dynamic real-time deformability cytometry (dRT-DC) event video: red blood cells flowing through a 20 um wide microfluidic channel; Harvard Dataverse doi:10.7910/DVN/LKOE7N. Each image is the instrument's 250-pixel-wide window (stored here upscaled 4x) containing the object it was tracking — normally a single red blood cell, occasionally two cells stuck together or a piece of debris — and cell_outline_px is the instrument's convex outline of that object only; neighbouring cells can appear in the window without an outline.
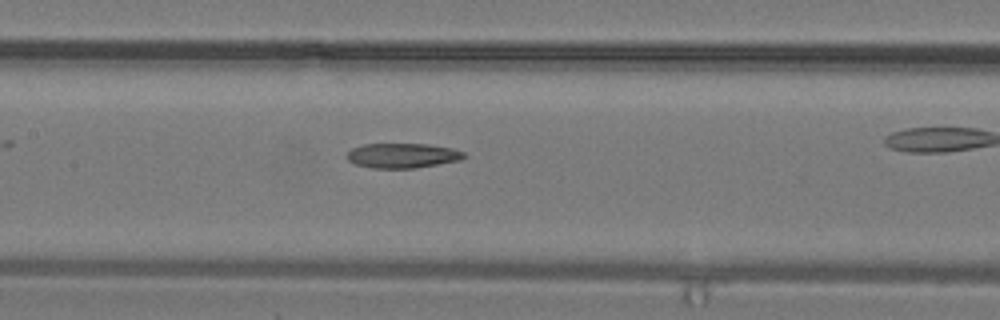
{"species": "common noctule bat (a hibernating species)", "species_latin": "Nyctalus noctula", "temperature_condition": "warm", "stored_images_in_passage": 21, "camera_frame_rate_fps": 3000, "um_per_image_px": 0.085, "animal": {"sex": "male", "body_mass_g": 19.2, "forearm_length_mm": 51.8}, "frame": {"image": 1, "passage_image": 10, "time_ms": 3.0, "image_size_px": [1000, 320], "cell_outline_px": [[468, 156], [460, 160], [416, 168], [372, 168], [356, 164], [348, 160], [348, 152], [352, 148], [364, 144], [428, 144], [452, 148], [464, 152]], "centroid_in_image_um": [34.25, 13.22], "position_along_channel_um": 173.2, "area_um2": 16.88}}
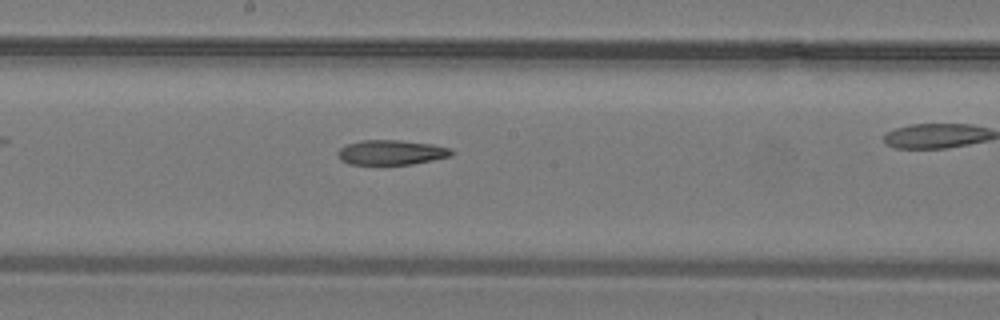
{"frame": {"image": 2, "passage_image": 12, "time_ms": 3.667, "image_size_px": [1000, 320], "cell_outline_px": [[452, 156], [412, 164], [348, 164], [340, 160], [336, 156], [336, 152], [340, 148], [348, 144], [360, 140], [400, 140], [432, 144], [452, 148]], "centroid_in_image_um": [33.23, 12.95], "position_along_channel_um": 215.0, "area_um2": 16.53}}